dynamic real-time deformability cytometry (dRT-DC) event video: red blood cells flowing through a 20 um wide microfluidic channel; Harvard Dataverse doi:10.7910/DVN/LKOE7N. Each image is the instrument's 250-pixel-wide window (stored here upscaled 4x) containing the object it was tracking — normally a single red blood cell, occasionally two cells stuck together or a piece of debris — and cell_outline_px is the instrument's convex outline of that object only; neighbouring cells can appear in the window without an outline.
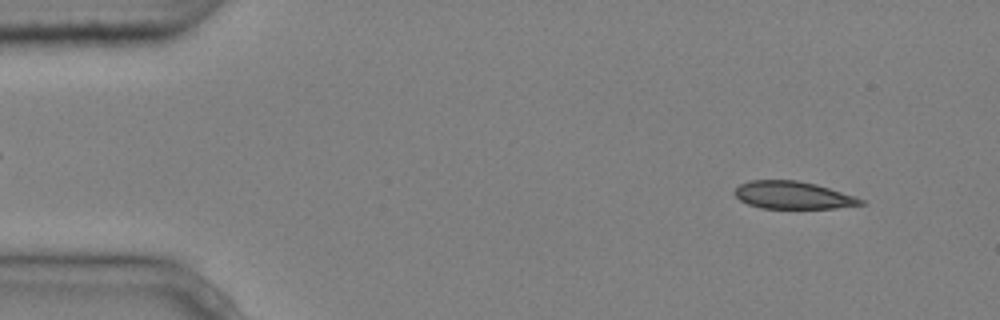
{"species": "common noctule bat (a hibernating species)", "species_latin": "Nyctalus noctula", "temperature_condition": "cold", "stored_images_in_passage": 5, "segment_of_instrument_passage": [2, 2], "camera_frame_rate_fps": 3000, "um_per_image_px": 0.085, "animal": {"sex": "male", "body_mass_g": 20.4}, "frame": {"image": 1, "passage_image": 5, "time_ms": 1.333, "image_size_px": [1000, 320], "cell_outline_px": [[864, 204], [836, 208], [760, 208], [748, 204], [740, 200], [732, 192], [740, 184], [748, 180], [796, 180], [816, 184], [856, 196], [864, 200]], "centroid_in_image_um": [67.38, 16.58], "position_along_channel_um": 17.6, "area_um2": 20.29}}